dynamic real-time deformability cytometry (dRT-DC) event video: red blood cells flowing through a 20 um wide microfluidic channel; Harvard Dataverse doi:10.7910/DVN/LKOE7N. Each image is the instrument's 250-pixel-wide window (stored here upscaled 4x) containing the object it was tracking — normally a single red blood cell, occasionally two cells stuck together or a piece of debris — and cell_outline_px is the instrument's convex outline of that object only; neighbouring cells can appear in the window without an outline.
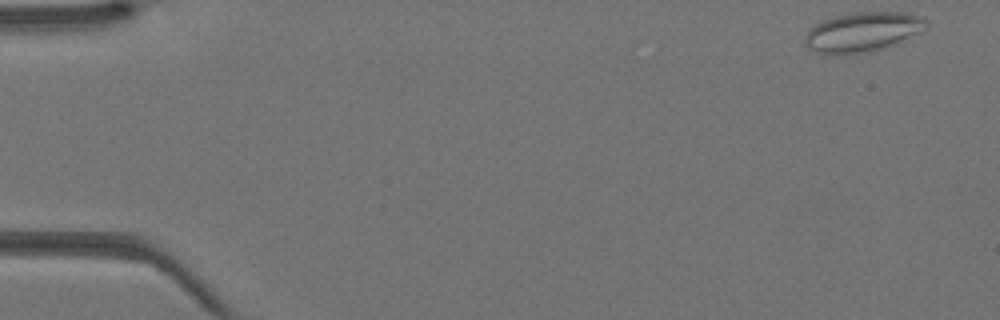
{"species": "Egyptian fruit bat (a non-hibernating species)", "species_latin": "Rousettus aegyptiacus", "temperature_condition": "warm", "stored_images_in_passage": 41, "camera_frame_rate_fps": 3000, "um_per_image_px": 0.085, "animal": {"sex": "female"}, "frame": {"image": 1, "passage_image": 1, "time_ms": 0.0, "image_size_px": [1000, 320], "cell_outline_px": [[928, 24], [908, 40], [884, 48], [868, 52], [836, 56], [828, 56], [816, 52], [808, 48], [804, 44], [804, 36], [816, 24], [824, 20], [836, 16], [856, 12], [908, 12], [928, 20]], "centroid_in_image_um": [73.31, 2.75], "position_along_channel_um": 11.7, "area_um2": 28.38}}
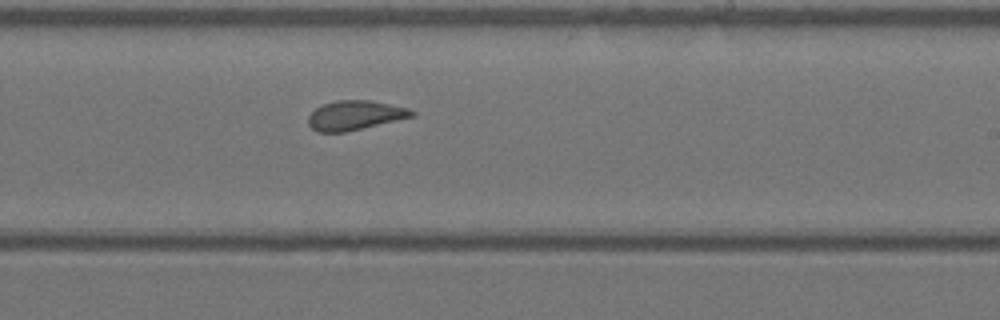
{"frame": {"image": 2, "passage_image": 25, "time_ms": 8.0, "image_size_px": [1000, 320], "cell_outline_px": [[416, 116], [344, 132], [320, 132], [312, 128], [308, 124], [308, 116], [316, 108], [324, 104], [336, 100], [372, 100], [408, 108], [416, 112]], "centroid_in_image_um": [30.2, 9.79], "position_along_channel_um": 258.8, "area_um2": 17.69}}
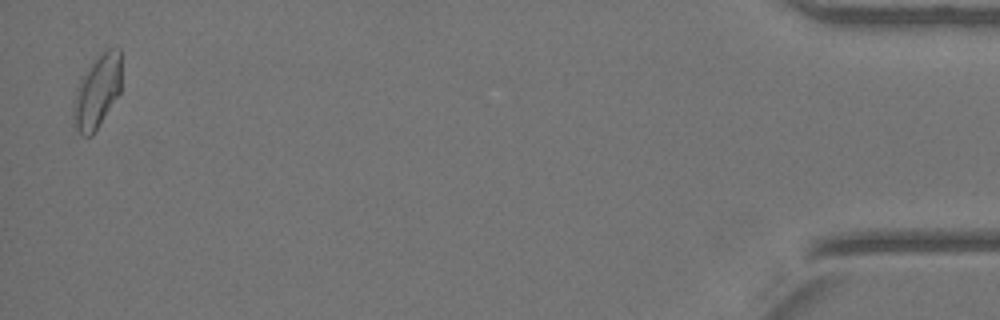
{"frame": {"image": 3, "passage_image": 41, "time_ms": 13.333, "image_size_px": [1000, 320], "cell_outline_px": [[120, 92], [92, 136], [80, 136], [76, 128], [72, 116], [72, 104], [76, 88], [80, 80], [92, 60], [104, 48], [120, 48]], "centroid_in_image_um": [8.23, 7.76], "position_along_channel_um": 427.0, "area_um2": 20.69}}